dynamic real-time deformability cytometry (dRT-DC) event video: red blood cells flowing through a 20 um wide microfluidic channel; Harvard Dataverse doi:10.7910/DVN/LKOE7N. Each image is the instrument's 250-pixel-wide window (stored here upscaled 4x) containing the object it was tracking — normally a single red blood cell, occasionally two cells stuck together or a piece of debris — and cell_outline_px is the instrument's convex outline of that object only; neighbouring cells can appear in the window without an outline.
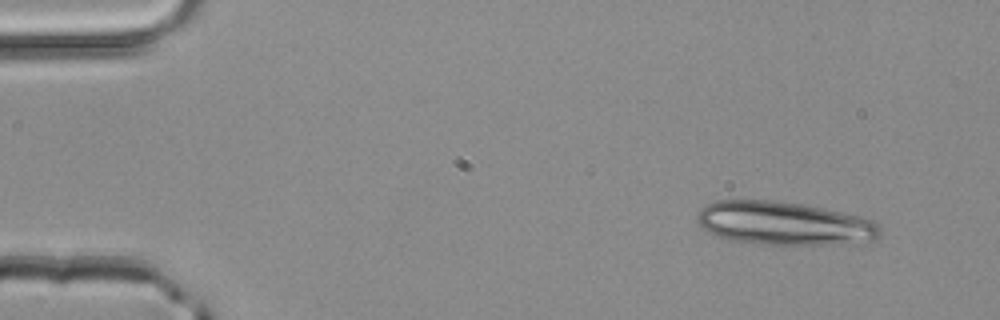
{"species": "common noctule bat (a hibernating species)", "species_latin": "Nyctalus noctula", "temperature_condition": "room temperature", "stored_images_in_passage": 3, "camera_frame_rate_fps": 3000, "um_per_image_px": 0.085, "animal": {"sex": "male", "body_mass_g": 20.4}, "frame": {"image": 1, "passage_image": 1, "time_ms": 0.0, "image_size_px": [1000, 320], "cell_outline_px": [[880, 236], [872, 240], [860, 244], [764, 244], [732, 240], [708, 232], [696, 220], [696, 216], [708, 204], [716, 200], [772, 200], [804, 204], [824, 208], [872, 220], [880, 224]], "centroid_in_image_um": [66.7, 18.99], "position_along_channel_um": 18.3, "area_um2": 46.12}}